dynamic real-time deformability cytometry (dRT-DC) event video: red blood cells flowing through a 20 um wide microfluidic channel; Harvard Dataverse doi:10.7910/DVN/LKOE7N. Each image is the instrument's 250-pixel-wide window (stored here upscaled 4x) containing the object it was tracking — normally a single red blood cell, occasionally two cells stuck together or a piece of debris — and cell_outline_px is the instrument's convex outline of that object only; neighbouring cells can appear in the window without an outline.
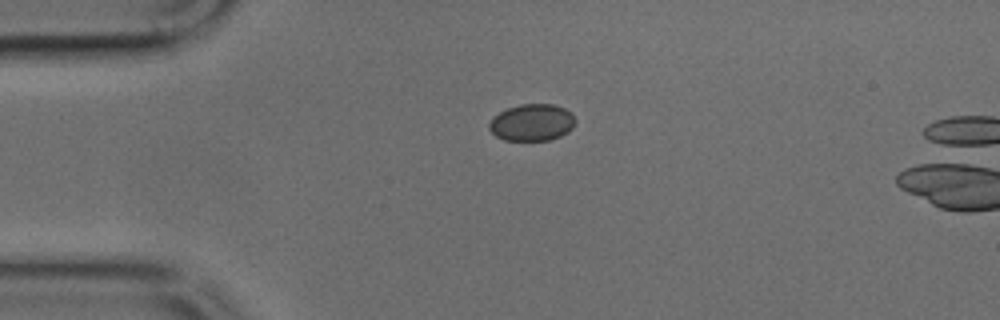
{"species": "common noctule bat (a hibernating species)", "species_latin": "Nyctalus noctula", "temperature_condition": "cold", "stored_images_in_passage": 3, "camera_frame_rate_fps": 3000, "um_per_image_px": 0.085, "animal": {"sex": "male", "body_mass_g": 17.9, "forearm_length_mm": 54.2}, "frame": {"image": 1, "passage_image": 1, "time_ms": 0.0, "image_size_px": [1000, 320], "cell_outline_px": [[576, 120], [572, 128], [568, 132], [560, 136], [548, 140], [504, 140], [496, 136], [488, 128], [488, 124], [492, 116], [508, 108], [520, 104], [552, 104], [564, 108]], "centroid_in_image_um": [45.18, 10.41], "position_along_channel_um": 39.8, "area_um2": 18.44}}